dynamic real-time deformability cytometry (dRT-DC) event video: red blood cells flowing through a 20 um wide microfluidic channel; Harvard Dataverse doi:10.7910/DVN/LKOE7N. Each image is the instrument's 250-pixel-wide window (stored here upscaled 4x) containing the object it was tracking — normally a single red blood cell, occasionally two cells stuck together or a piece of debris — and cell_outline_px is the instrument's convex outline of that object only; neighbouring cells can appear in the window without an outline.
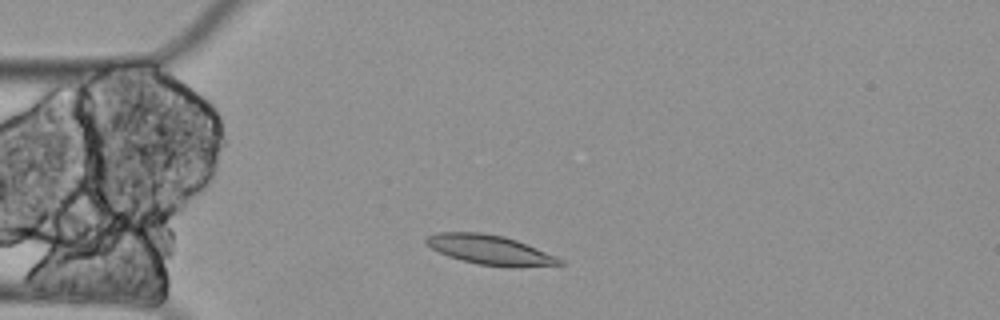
{"species": "Egyptian fruit bat (a non-hibernating species)", "species_latin": "Rousettus aegyptiacus", "temperature_condition": "cold", "stored_images_in_passage": 3, "camera_frame_rate_fps": 3000, "um_per_image_px": 0.085, "animal": {"sex": "female"}, "frame": {"image": 1, "passage_image": 1, "time_ms": 0.0, "image_size_px": [1000, 320], "cell_outline_px": [[564, 264], [512, 268], [508, 268], [476, 264], [448, 256], [432, 248], [424, 240], [428, 236], [436, 232], [480, 232], [504, 236], [516, 240], [556, 256], [564, 260]], "centroid_in_image_um": [41.67, 21.25], "position_along_channel_um": 43.3, "area_um2": 23.06}}